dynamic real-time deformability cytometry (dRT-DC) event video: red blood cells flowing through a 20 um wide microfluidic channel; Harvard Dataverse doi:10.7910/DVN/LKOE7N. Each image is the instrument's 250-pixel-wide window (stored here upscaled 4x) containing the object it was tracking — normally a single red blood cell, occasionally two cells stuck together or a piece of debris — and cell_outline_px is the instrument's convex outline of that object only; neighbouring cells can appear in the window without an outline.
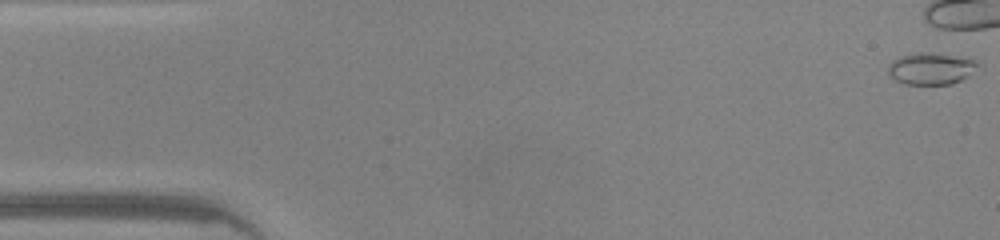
{"species": "common noctule bat (a hibernating species)", "species_latin": "Nyctalus noctula", "temperature_condition": "warm", "stored_images_in_passage": 9, "camera_frame_rate_fps": 3000, "um_per_image_px": 0.085, "animal": {"sex": "male", "body_mass_g": 20.0, "forearm_length_mm": 53.3}, "frame": {"image": 1, "passage_image": 1, "time_ms": 0.0, "image_size_px": [1000, 240], "cell_outline_px": [[984, 64], [968, 76], [952, 84], [904, 84], [888, 76], [888, 64], [892, 60], [900, 56], [916, 52], [932, 52], [980, 60]], "centroid_in_image_um": [79.18, 5.81], "position_along_channel_um": 5.8, "area_um2": 17.11}}